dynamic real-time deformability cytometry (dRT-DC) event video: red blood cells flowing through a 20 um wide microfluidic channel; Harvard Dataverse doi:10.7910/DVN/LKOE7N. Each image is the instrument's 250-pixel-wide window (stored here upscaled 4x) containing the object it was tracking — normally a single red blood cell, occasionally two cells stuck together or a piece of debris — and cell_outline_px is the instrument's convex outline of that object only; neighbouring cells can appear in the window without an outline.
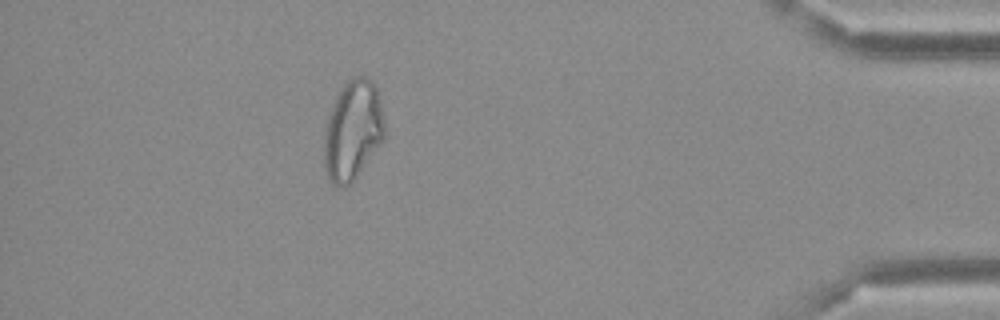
{"species": "Egyptian fruit bat (a non-hibernating species)", "species_latin": "Rousettus aegyptiacus", "temperature_condition": "cold", "stored_images_in_passage": 33, "camera_frame_rate_fps": 3000, "um_per_image_px": 0.085, "frame": {"image": 1, "passage_image": 28, "time_ms": 9.0, "image_size_px": [1000, 320], "cell_outline_px": [[384, 140], [356, 176], [344, 188], [340, 188], [332, 184], [328, 180], [324, 164], [324, 132], [328, 112], [336, 96], [348, 80], [352, 76], [364, 76], [372, 80], [376, 88], [380, 100], [384, 124]], "centroid_in_image_um": [29.96, 11.09], "position_along_channel_um": 405.2, "area_um2": 35.26}}